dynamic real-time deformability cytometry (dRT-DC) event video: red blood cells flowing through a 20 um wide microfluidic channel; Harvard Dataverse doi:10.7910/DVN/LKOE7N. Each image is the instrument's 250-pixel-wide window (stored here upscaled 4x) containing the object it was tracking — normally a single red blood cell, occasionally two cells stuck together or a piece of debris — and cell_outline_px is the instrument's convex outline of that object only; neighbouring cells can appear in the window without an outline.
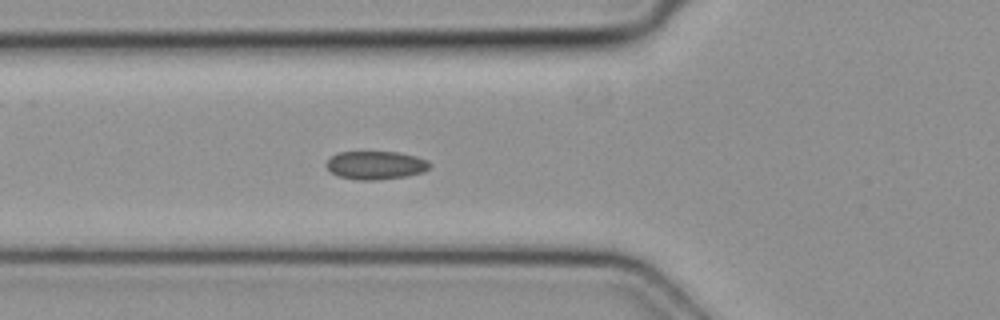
{"species": "common noctule bat (a hibernating species)", "species_latin": "Nyctalus noctula", "temperature_condition": "cold", "stored_images_in_passage": 38, "camera_frame_rate_fps": 3000, "um_per_image_px": 0.085, "animal": {"sex": "female", "body_mass_g": 19.3, "forearm_length_mm": 54.1}, "frame": {"image": 1, "passage_image": 12, "time_ms": 3.667, "image_size_px": [1000, 320], "cell_outline_px": [[432, 164], [424, 172], [408, 176], [376, 180], [356, 180], [340, 176], [332, 172], [324, 164], [332, 156], [340, 152], [396, 152], [416, 156], [428, 160]], "centroid_in_image_um": [31.97, 14.04], "position_along_channel_um": 93.8, "area_um2": 17.05}}
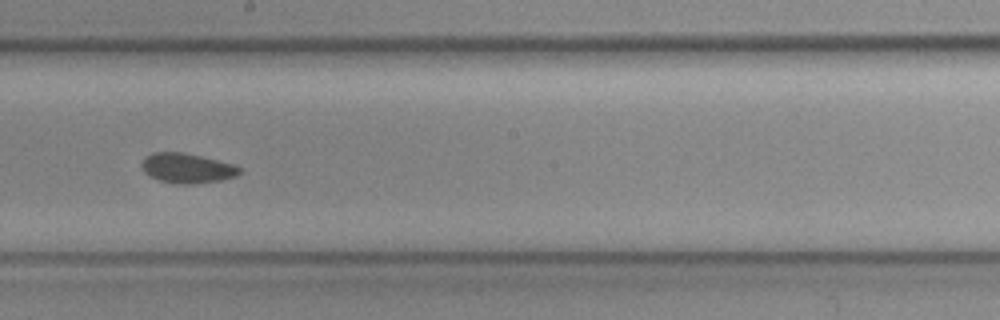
{"frame": {"image": 2, "passage_image": 22, "time_ms": 7.0, "image_size_px": [1000, 320], "cell_outline_px": [[240, 172], [236, 176], [220, 180], [192, 184], [176, 184], [160, 180], [148, 176], [144, 172], [140, 164], [152, 152], [180, 152], [200, 156], [232, 164], [240, 168]], "centroid_in_image_um": [15.86, 14.3], "position_along_channel_um": 232.3, "area_um2": 16.76}}
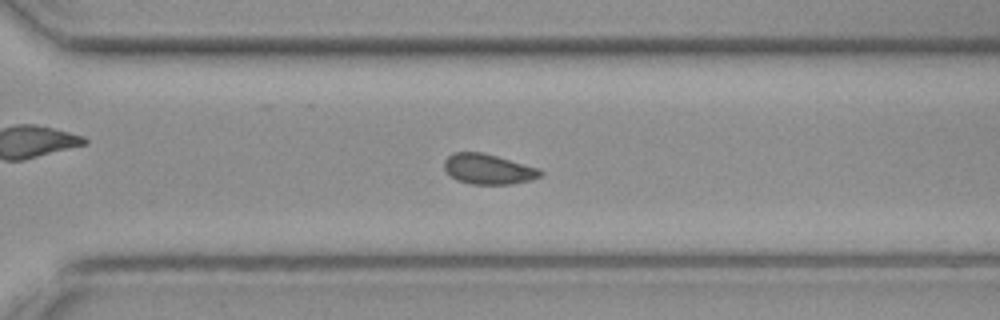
{"frame": {"image": 3, "passage_image": 29, "time_ms": 9.333, "image_size_px": [1000, 320], "cell_outline_px": [[544, 172], [540, 176], [532, 180], [512, 184], [472, 184], [456, 180], [444, 168], [444, 160], [452, 152], [480, 152], [496, 156], [540, 168]], "centroid_in_image_um": [41.52, 14.37], "position_along_channel_um": 329.1, "area_um2": 16.94}}